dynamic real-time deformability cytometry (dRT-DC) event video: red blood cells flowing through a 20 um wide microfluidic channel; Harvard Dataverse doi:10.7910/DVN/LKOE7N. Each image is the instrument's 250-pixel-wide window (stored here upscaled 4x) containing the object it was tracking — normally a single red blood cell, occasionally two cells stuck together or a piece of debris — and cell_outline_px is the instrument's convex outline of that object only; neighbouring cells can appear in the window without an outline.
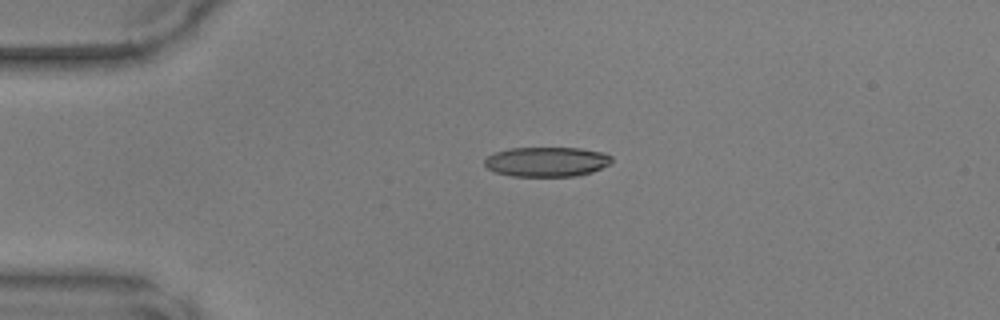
{"species": "common noctule bat (a hibernating species)", "species_latin": "Nyctalus noctula", "temperature_condition": "warm", "stored_images_in_passage": 36, "camera_frame_rate_fps": 3000, "um_per_image_px": 0.085, "animal": {"sex": "male", "body_mass_g": 17.9, "forearm_length_mm": 54.2}, "frame": {"image": 1, "passage_image": 1, "time_ms": 0.0, "image_size_px": [1000, 320], "cell_outline_px": [[612, 164], [592, 172], [576, 176], [512, 176], [496, 172], [488, 168], [484, 164], [484, 160], [488, 156], [496, 152], [508, 148], [580, 148], [604, 152], [612, 156]], "centroid_in_image_um": [46.52, 13.74], "position_along_channel_um": 38.5, "area_um2": 22.14}}
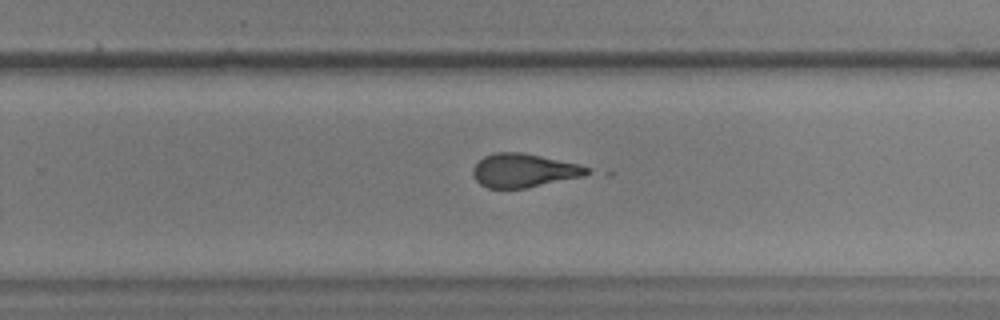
{"frame": {"image": 2, "passage_image": 21, "time_ms": 6.667, "image_size_px": [1000, 320], "cell_outline_px": [[592, 172], [584, 176], [524, 188], [488, 188], [480, 184], [472, 176], [472, 168], [484, 156], [496, 152], [524, 152], [576, 164], [588, 168]], "centroid_in_image_um": [44.48, 14.49], "position_along_channel_um": 285.3, "area_um2": 22.2}}
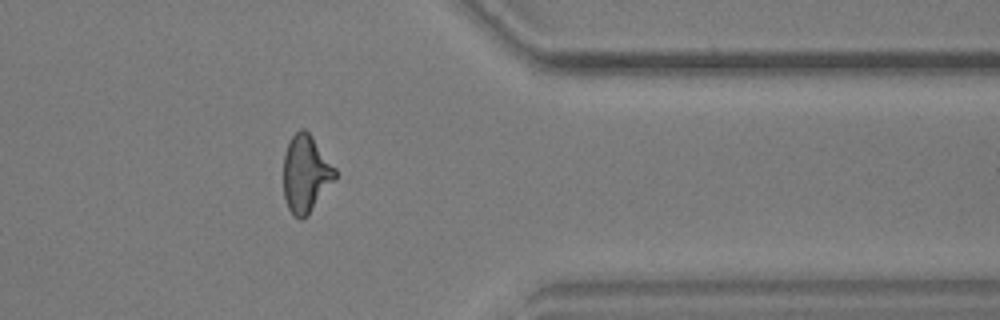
{"frame": {"image": 3, "passage_image": 29, "time_ms": 9.333, "image_size_px": [1000, 320], "cell_outline_px": [[336, 180], [308, 216], [300, 220], [292, 216], [288, 208], [284, 196], [284, 152], [292, 136], [300, 128], [304, 128], [312, 136], [336, 168]], "centroid_in_image_um": [26.01, 14.81], "position_along_channel_um": 385.4, "area_um2": 23.58}}